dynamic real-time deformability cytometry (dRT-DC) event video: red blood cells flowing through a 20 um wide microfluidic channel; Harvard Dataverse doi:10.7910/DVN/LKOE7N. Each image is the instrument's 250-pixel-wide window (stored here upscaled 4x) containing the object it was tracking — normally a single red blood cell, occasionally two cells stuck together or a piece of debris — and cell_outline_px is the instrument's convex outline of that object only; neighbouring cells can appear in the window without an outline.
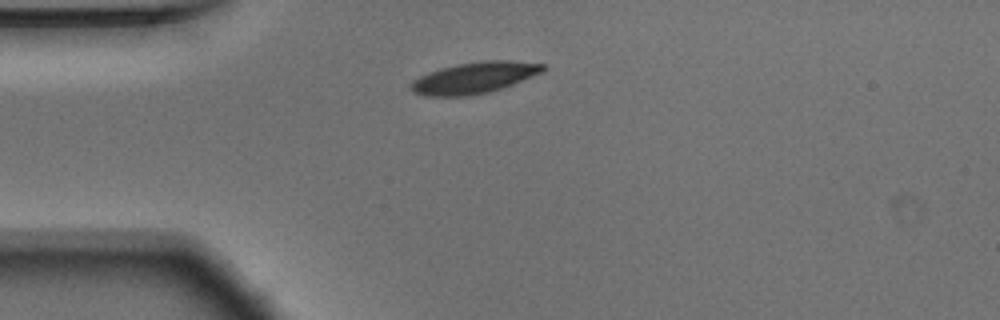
{"species": "Egyptian fruit bat (a non-hibernating species)", "species_latin": "Rousettus aegyptiacus", "temperature_condition": "warm", "stored_images_in_passage": 41, "camera_frame_rate_fps": 3000, "um_per_image_px": 0.085, "animal": {"sex": "male"}, "frame": {"image": 1, "passage_image": 1, "time_ms": 0.0, "image_size_px": [1000, 320], "cell_outline_px": [[548, 68], [544, 72], [512, 84], [488, 92], [464, 96], [424, 96], [412, 92], [408, 88], [408, 84], [412, 80], [428, 72], [440, 68], [460, 64], [484, 60], [508, 60], [544, 64]], "centroid_in_image_um": [40.28, 6.61], "position_along_channel_um": 44.7, "area_um2": 24.16}}
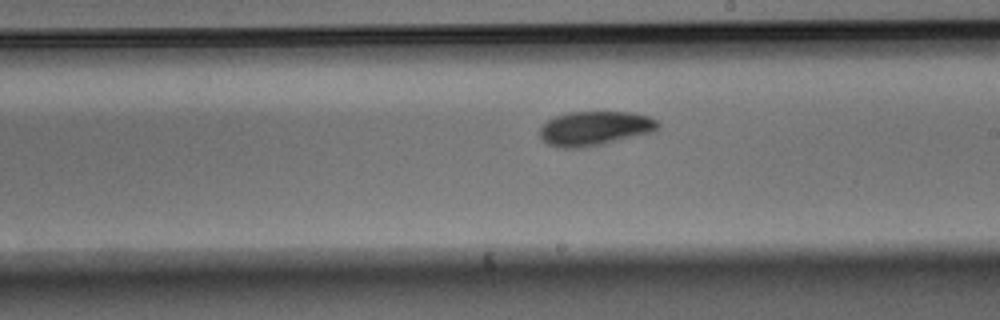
{"frame": {"image": 2, "passage_image": 18, "time_ms": 5.667, "image_size_px": [1000, 320], "cell_outline_px": [[660, 128], [652, 132], [588, 148], [556, 148], [548, 144], [540, 136], [540, 128], [548, 120], [556, 116], [568, 112], [632, 112], [648, 116], [656, 120], [660, 124]], "centroid_in_image_um": [50.56, 10.92], "position_along_channel_um": 238.4, "area_um2": 23.81}}
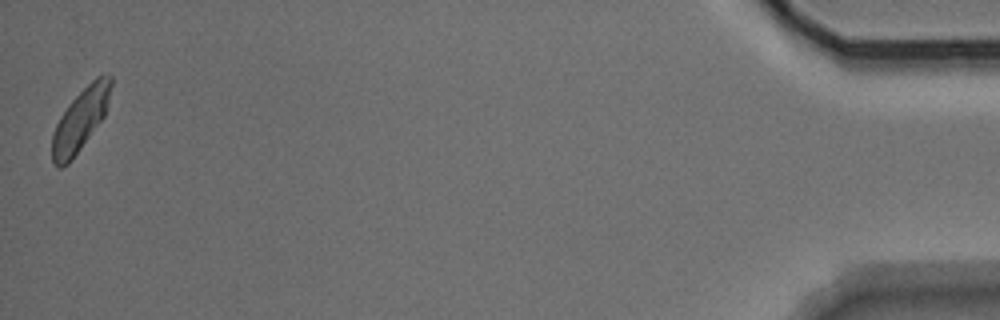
{"frame": {"image": 3, "passage_image": 41, "time_ms": 13.333, "image_size_px": [1000, 320], "cell_outline_px": [[112, 84], [104, 116], [68, 164], [60, 168], [56, 168], [52, 164], [52, 132], [60, 116], [68, 104], [96, 76], [108, 72], [112, 76]], "centroid_in_image_um": [6.81, 10.17], "position_along_channel_um": 428.4, "area_um2": 21.15}, "authors_computed_cell_mechanics": {"area_um2": 23.12, "velocity_mm_per_s": 3.7083, "shape_relaxation_time_tau1_ms": 3.6064, "shape_relaxation_time_tau2_ms": null, "deformation_change_tau1": 0.1231, "deformation_change_tau2": null}}